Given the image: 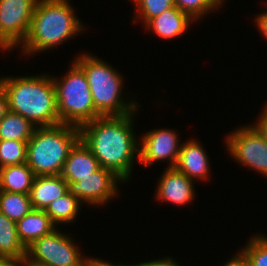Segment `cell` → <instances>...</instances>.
Masks as SVG:
<instances>
[{
    "mask_svg": "<svg viewBox=\"0 0 267 266\" xmlns=\"http://www.w3.org/2000/svg\"><path fill=\"white\" fill-rule=\"evenodd\" d=\"M224 0H174V5L189 15L193 20H199L203 15L217 10Z\"/></svg>",
    "mask_w": 267,
    "mask_h": 266,
    "instance_id": "obj_24",
    "label": "cell"
},
{
    "mask_svg": "<svg viewBox=\"0 0 267 266\" xmlns=\"http://www.w3.org/2000/svg\"><path fill=\"white\" fill-rule=\"evenodd\" d=\"M223 266H250V261L246 255L241 251L232 257Z\"/></svg>",
    "mask_w": 267,
    "mask_h": 266,
    "instance_id": "obj_28",
    "label": "cell"
},
{
    "mask_svg": "<svg viewBox=\"0 0 267 266\" xmlns=\"http://www.w3.org/2000/svg\"><path fill=\"white\" fill-rule=\"evenodd\" d=\"M27 142L0 140V166L19 165L27 161Z\"/></svg>",
    "mask_w": 267,
    "mask_h": 266,
    "instance_id": "obj_23",
    "label": "cell"
},
{
    "mask_svg": "<svg viewBox=\"0 0 267 266\" xmlns=\"http://www.w3.org/2000/svg\"><path fill=\"white\" fill-rule=\"evenodd\" d=\"M0 266H19V263L5 257H0Z\"/></svg>",
    "mask_w": 267,
    "mask_h": 266,
    "instance_id": "obj_33",
    "label": "cell"
},
{
    "mask_svg": "<svg viewBox=\"0 0 267 266\" xmlns=\"http://www.w3.org/2000/svg\"><path fill=\"white\" fill-rule=\"evenodd\" d=\"M35 128L29 120L9 110L0 121V140L28 141Z\"/></svg>",
    "mask_w": 267,
    "mask_h": 266,
    "instance_id": "obj_20",
    "label": "cell"
},
{
    "mask_svg": "<svg viewBox=\"0 0 267 266\" xmlns=\"http://www.w3.org/2000/svg\"><path fill=\"white\" fill-rule=\"evenodd\" d=\"M80 140V128L69 124L36 127L27 142L28 166L35 176L62 173L70 150Z\"/></svg>",
    "mask_w": 267,
    "mask_h": 266,
    "instance_id": "obj_4",
    "label": "cell"
},
{
    "mask_svg": "<svg viewBox=\"0 0 267 266\" xmlns=\"http://www.w3.org/2000/svg\"><path fill=\"white\" fill-rule=\"evenodd\" d=\"M68 183L59 175L35 176L30 200L33 209L45 210L46 207L68 192Z\"/></svg>",
    "mask_w": 267,
    "mask_h": 266,
    "instance_id": "obj_15",
    "label": "cell"
},
{
    "mask_svg": "<svg viewBox=\"0 0 267 266\" xmlns=\"http://www.w3.org/2000/svg\"><path fill=\"white\" fill-rule=\"evenodd\" d=\"M256 25L260 32L262 33V36L267 40V11L259 14L255 18Z\"/></svg>",
    "mask_w": 267,
    "mask_h": 266,
    "instance_id": "obj_30",
    "label": "cell"
},
{
    "mask_svg": "<svg viewBox=\"0 0 267 266\" xmlns=\"http://www.w3.org/2000/svg\"><path fill=\"white\" fill-rule=\"evenodd\" d=\"M242 252L250 261V266H267V238L255 235L250 238Z\"/></svg>",
    "mask_w": 267,
    "mask_h": 266,
    "instance_id": "obj_26",
    "label": "cell"
},
{
    "mask_svg": "<svg viewBox=\"0 0 267 266\" xmlns=\"http://www.w3.org/2000/svg\"><path fill=\"white\" fill-rule=\"evenodd\" d=\"M246 126L231 131L226 138L227 149L239 164L267 177V142L253 125Z\"/></svg>",
    "mask_w": 267,
    "mask_h": 266,
    "instance_id": "obj_9",
    "label": "cell"
},
{
    "mask_svg": "<svg viewBox=\"0 0 267 266\" xmlns=\"http://www.w3.org/2000/svg\"><path fill=\"white\" fill-rule=\"evenodd\" d=\"M120 181V182H119ZM123 180L111 170L100 167L90 176L81 178L77 182H67L69 192L81 202L100 206L108 203L117 195V186Z\"/></svg>",
    "mask_w": 267,
    "mask_h": 266,
    "instance_id": "obj_10",
    "label": "cell"
},
{
    "mask_svg": "<svg viewBox=\"0 0 267 266\" xmlns=\"http://www.w3.org/2000/svg\"><path fill=\"white\" fill-rule=\"evenodd\" d=\"M176 131L166 128L151 130L142 135L138 159L145 167L164 160H170L168 168H174L182 143H178Z\"/></svg>",
    "mask_w": 267,
    "mask_h": 266,
    "instance_id": "obj_11",
    "label": "cell"
},
{
    "mask_svg": "<svg viewBox=\"0 0 267 266\" xmlns=\"http://www.w3.org/2000/svg\"><path fill=\"white\" fill-rule=\"evenodd\" d=\"M37 0H0V48L10 50L26 39Z\"/></svg>",
    "mask_w": 267,
    "mask_h": 266,
    "instance_id": "obj_8",
    "label": "cell"
},
{
    "mask_svg": "<svg viewBox=\"0 0 267 266\" xmlns=\"http://www.w3.org/2000/svg\"><path fill=\"white\" fill-rule=\"evenodd\" d=\"M19 266H41V265L29 261H22L21 263H19Z\"/></svg>",
    "mask_w": 267,
    "mask_h": 266,
    "instance_id": "obj_34",
    "label": "cell"
},
{
    "mask_svg": "<svg viewBox=\"0 0 267 266\" xmlns=\"http://www.w3.org/2000/svg\"><path fill=\"white\" fill-rule=\"evenodd\" d=\"M86 266H126L125 264H121V265H113L112 263H109V262H106V261H103V260H99V258H88V261H87V265ZM127 266H132V265H127ZM134 266V265H133Z\"/></svg>",
    "mask_w": 267,
    "mask_h": 266,
    "instance_id": "obj_32",
    "label": "cell"
},
{
    "mask_svg": "<svg viewBox=\"0 0 267 266\" xmlns=\"http://www.w3.org/2000/svg\"><path fill=\"white\" fill-rule=\"evenodd\" d=\"M9 111L7 96L0 86V121L4 118L6 113Z\"/></svg>",
    "mask_w": 267,
    "mask_h": 266,
    "instance_id": "obj_31",
    "label": "cell"
},
{
    "mask_svg": "<svg viewBox=\"0 0 267 266\" xmlns=\"http://www.w3.org/2000/svg\"><path fill=\"white\" fill-rule=\"evenodd\" d=\"M135 111L123 116H100L80 127V139L97 158L99 166L114 172L123 182L131 175L139 145L133 129Z\"/></svg>",
    "mask_w": 267,
    "mask_h": 266,
    "instance_id": "obj_1",
    "label": "cell"
},
{
    "mask_svg": "<svg viewBox=\"0 0 267 266\" xmlns=\"http://www.w3.org/2000/svg\"><path fill=\"white\" fill-rule=\"evenodd\" d=\"M156 188V198L162 202L186 205L195 198L194 182L175 167L166 168Z\"/></svg>",
    "mask_w": 267,
    "mask_h": 266,
    "instance_id": "obj_12",
    "label": "cell"
},
{
    "mask_svg": "<svg viewBox=\"0 0 267 266\" xmlns=\"http://www.w3.org/2000/svg\"><path fill=\"white\" fill-rule=\"evenodd\" d=\"M2 169H3V167L0 166V190L2 187Z\"/></svg>",
    "mask_w": 267,
    "mask_h": 266,
    "instance_id": "obj_35",
    "label": "cell"
},
{
    "mask_svg": "<svg viewBox=\"0 0 267 266\" xmlns=\"http://www.w3.org/2000/svg\"><path fill=\"white\" fill-rule=\"evenodd\" d=\"M33 209L30 195L0 190V212L18 222Z\"/></svg>",
    "mask_w": 267,
    "mask_h": 266,
    "instance_id": "obj_22",
    "label": "cell"
},
{
    "mask_svg": "<svg viewBox=\"0 0 267 266\" xmlns=\"http://www.w3.org/2000/svg\"><path fill=\"white\" fill-rule=\"evenodd\" d=\"M9 110L20 114L36 127L60 124L56 91L49 75L1 77Z\"/></svg>",
    "mask_w": 267,
    "mask_h": 266,
    "instance_id": "obj_2",
    "label": "cell"
},
{
    "mask_svg": "<svg viewBox=\"0 0 267 266\" xmlns=\"http://www.w3.org/2000/svg\"><path fill=\"white\" fill-rule=\"evenodd\" d=\"M100 168L97 158L80 139L70 150L61 176L66 182H77Z\"/></svg>",
    "mask_w": 267,
    "mask_h": 266,
    "instance_id": "obj_14",
    "label": "cell"
},
{
    "mask_svg": "<svg viewBox=\"0 0 267 266\" xmlns=\"http://www.w3.org/2000/svg\"><path fill=\"white\" fill-rule=\"evenodd\" d=\"M190 22H193V19L174 6L165 10L159 16L152 18L145 25V28L151 29L159 37L167 40L185 34L188 31Z\"/></svg>",
    "mask_w": 267,
    "mask_h": 266,
    "instance_id": "obj_16",
    "label": "cell"
},
{
    "mask_svg": "<svg viewBox=\"0 0 267 266\" xmlns=\"http://www.w3.org/2000/svg\"><path fill=\"white\" fill-rule=\"evenodd\" d=\"M26 256V247L17 234L16 222L0 212V257L21 263Z\"/></svg>",
    "mask_w": 267,
    "mask_h": 266,
    "instance_id": "obj_18",
    "label": "cell"
},
{
    "mask_svg": "<svg viewBox=\"0 0 267 266\" xmlns=\"http://www.w3.org/2000/svg\"><path fill=\"white\" fill-rule=\"evenodd\" d=\"M136 5V18L142 20L144 26L165 10L174 7V0H133Z\"/></svg>",
    "mask_w": 267,
    "mask_h": 266,
    "instance_id": "obj_25",
    "label": "cell"
},
{
    "mask_svg": "<svg viewBox=\"0 0 267 266\" xmlns=\"http://www.w3.org/2000/svg\"><path fill=\"white\" fill-rule=\"evenodd\" d=\"M84 28L69 0H37L23 45L24 55L60 45Z\"/></svg>",
    "mask_w": 267,
    "mask_h": 266,
    "instance_id": "obj_3",
    "label": "cell"
},
{
    "mask_svg": "<svg viewBox=\"0 0 267 266\" xmlns=\"http://www.w3.org/2000/svg\"><path fill=\"white\" fill-rule=\"evenodd\" d=\"M134 266H180L179 263L177 264L174 259L172 258H166L165 259H158V260H153V261H148V262H142L139 264H134Z\"/></svg>",
    "mask_w": 267,
    "mask_h": 266,
    "instance_id": "obj_29",
    "label": "cell"
},
{
    "mask_svg": "<svg viewBox=\"0 0 267 266\" xmlns=\"http://www.w3.org/2000/svg\"><path fill=\"white\" fill-rule=\"evenodd\" d=\"M82 202L69 191L51 202L44 210L54 225L72 223L79 212Z\"/></svg>",
    "mask_w": 267,
    "mask_h": 266,
    "instance_id": "obj_21",
    "label": "cell"
},
{
    "mask_svg": "<svg viewBox=\"0 0 267 266\" xmlns=\"http://www.w3.org/2000/svg\"><path fill=\"white\" fill-rule=\"evenodd\" d=\"M16 227L19 239L25 247L57 228L50 216L40 209H32L16 223Z\"/></svg>",
    "mask_w": 267,
    "mask_h": 266,
    "instance_id": "obj_17",
    "label": "cell"
},
{
    "mask_svg": "<svg viewBox=\"0 0 267 266\" xmlns=\"http://www.w3.org/2000/svg\"><path fill=\"white\" fill-rule=\"evenodd\" d=\"M53 83L60 123L80 128L101 116L95 110L86 74L75 61L61 80L53 77Z\"/></svg>",
    "mask_w": 267,
    "mask_h": 266,
    "instance_id": "obj_6",
    "label": "cell"
},
{
    "mask_svg": "<svg viewBox=\"0 0 267 266\" xmlns=\"http://www.w3.org/2000/svg\"><path fill=\"white\" fill-rule=\"evenodd\" d=\"M33 170L27 163L9 165L2 169V191L30 194L34 180Z\"/></svg>",
    "mask_w": 267,
    "mask_h": 266,
    "instance_id": "obj_19",
    "label": "cell"
},
{
    "mask_svg": "<svg viewBox=\"0 0 267 266\" xmlns=\"http://www.w3.org/2000/svg\"><path fill=\"white\" fill-rule=\"evenodd\" d=\"M264 106V111H262L261 115L259 114V119L256 124L253 126L258 130L263 139L267 142V103Z\"/></svg>",
    "mask_w": 267,
    "mask_h": 266,
    "instance_id": "obj_27",
    "label": "cell"
},
{
    "mask_svg": "<svg viewBox=\"0 0 267 266\" xmlns=\"http://www.w3.org/2000/svg\"><path fill=\"white\" fill-rule=\"evenodd\" d=\"M75 59L86 74L95 110L101 116H123L139 107L138 102L123 99V77L106 61L87 53Z\"/></svg>",
    "mask_w": 267,
    "mask_h": 266,
    "instance_id": "obj_5",
    "label": "cell"
},
{
    "mask_svg": "<svg viewBox=\"0 0 267 266\" xmlns=\"http://www.w3.org/2000/svg\"><path fill=\"white\" fill-rule=\"evenodd\" d=\"M195 139H189L182 143L179 158L175 168L185 174L189 179H208L209 176V158L206 150Z\"/></svg>",
    "mask_w": 267,
    "mask_h": 266,
    "instance_id": "obj_13",
    "label": "cell"
},
{
    "mask_svg": "<svg viewBox=\"0 0 267 266\" xmlns=\"http://www.w3.org/2000/svg\"><path fill=\"white\" fill-rule=\"evenodd\" d=\"M23 261L41 266H86L88 257L82 256L73 239L54 229L26 247Z\"/></svg>",
    "mask_w": 267,
    "mask_h": 266,
    "instance_id": "obj_7",
    "label": "cell"
}]
</instances>
